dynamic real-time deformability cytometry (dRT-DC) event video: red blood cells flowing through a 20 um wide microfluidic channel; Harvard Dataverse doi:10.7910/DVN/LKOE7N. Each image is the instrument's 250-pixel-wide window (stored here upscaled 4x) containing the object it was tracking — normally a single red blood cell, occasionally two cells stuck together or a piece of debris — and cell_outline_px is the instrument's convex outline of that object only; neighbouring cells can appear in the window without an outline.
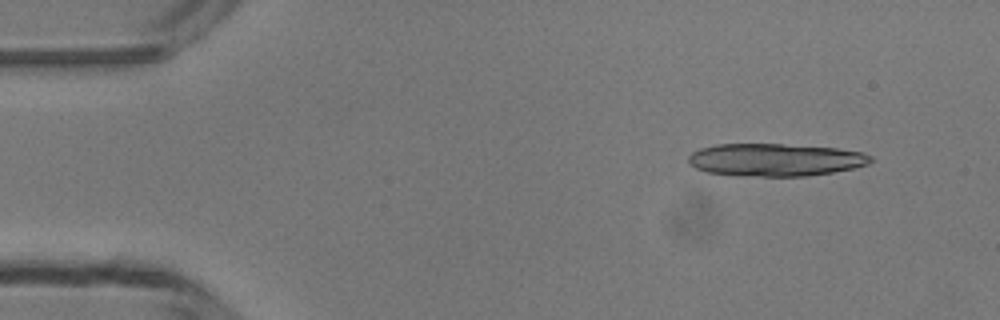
{"species": "common noctule bat (a hibernating species)", "species_latin": "Nyctalus noctula", "temperature_condition": "room temperature", "stored_images_in_passage": 14, "camera_frame_rate_fps": 3000, "um_per_image_px": 0.085, "animal": {"sex": "male", "body_mass_g": 13.3}, "frame": {"image": 1, "passage_image": 5, "time_ms": 1.333, "image_size_px": [1000, 320], "cell_outline_px": [[872, 160], [868, 164], [852, 168], [832, 172], [804, 176], [736, 176], [708, 172], [696, 168], [688, 160], [688, 156], [692, 152], [700, 148], [716, 144], [780, 144], [836, 148], [860, 152], [872, 156]], "centroid_in_image_um": [65.86, 13.58], "position_along_channel_um": 19.1, "area_um2": 34.51}}